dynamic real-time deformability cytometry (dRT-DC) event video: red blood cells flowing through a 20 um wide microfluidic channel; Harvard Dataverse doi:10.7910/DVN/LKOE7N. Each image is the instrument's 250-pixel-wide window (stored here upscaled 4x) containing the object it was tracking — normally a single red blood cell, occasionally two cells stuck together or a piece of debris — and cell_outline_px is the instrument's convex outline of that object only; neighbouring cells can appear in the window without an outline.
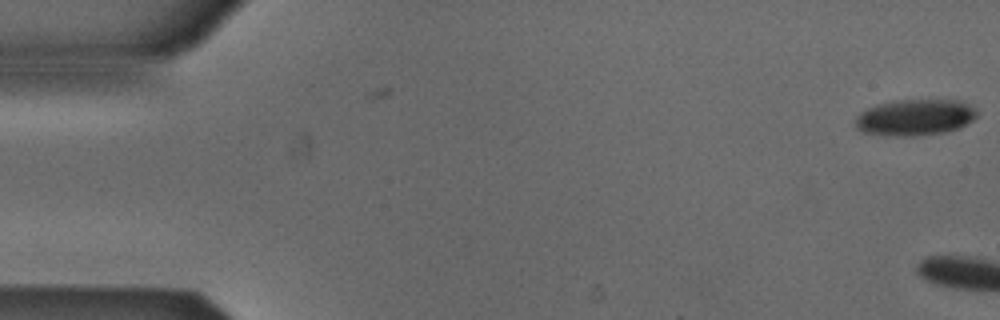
{"species": "Egyptian fruit bat (a non-hibernating species)", "species_latin": "Rousettus aegyptiacus", "temperature_condition": "cold", "stored_images_in_passage": 2, "camera_frame_rate_fps": 3000, "um_per_image_px": 0.085, "animal": {"sex": "male"}, "frame": {"image": 1, "passage_image": 2, "time_ms": 0.333, "image_size_px": [1000, 320], "cell_outline_px": [[976, 116], [972, 120], [960, 128], [944, 132], [908, 136], [900, 136], [864, 132], [856, 128], [856, 116], [860, 112], [876, 104], [892, 100], [960, 100], [976, 108]], "centroid_in_image_um": [77.78, 9.96], "position_along_channel_um": 7.2, "area_um2": 25.55}}